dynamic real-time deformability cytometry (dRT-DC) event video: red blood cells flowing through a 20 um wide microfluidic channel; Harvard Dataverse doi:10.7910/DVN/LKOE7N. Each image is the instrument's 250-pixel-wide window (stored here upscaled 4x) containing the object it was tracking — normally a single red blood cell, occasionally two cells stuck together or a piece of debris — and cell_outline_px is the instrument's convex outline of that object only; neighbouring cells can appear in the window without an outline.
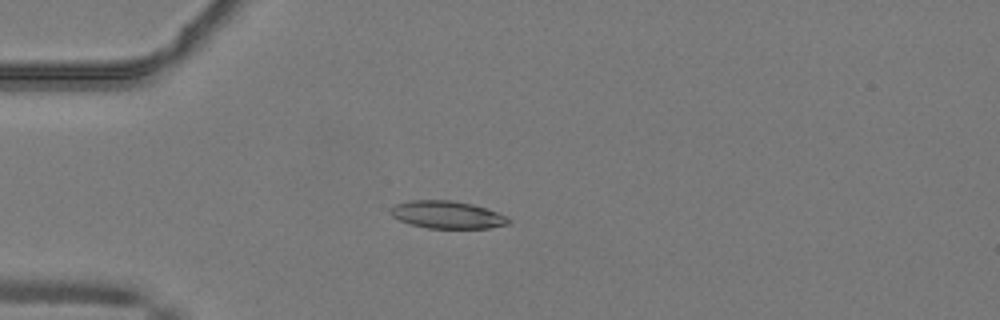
{"species": "common noctule bat (a hibernating species)", "species_latin": "Nyctalus noctula", "temperature_condition": "warm", "stored_images_in_passage": 40, "camera_frame_rate_fps": 3000, "um_per_image_px": 0.085, "animal": {"sex": "male", "body_mass_g": 19.2, "forearm_length_mm": 51.8}, "frame": {"image": 1, "passage_image": 4, "time_ms": 1.0, "image_size_px": [1000, 320], "cell_outline_px": [[512, 220], [508, 224], [488, 228], [428, 228], [412, 224], [400, 220], [392, 216], [388, 212], [388, 208], [396, 204], [408, 200], [452, 200], [472, 204], [508, 216]], "centroid_in_image_um": [37.99, 18.24], "position_along_channel_um": 47.0, "area_um2": 18.96}}
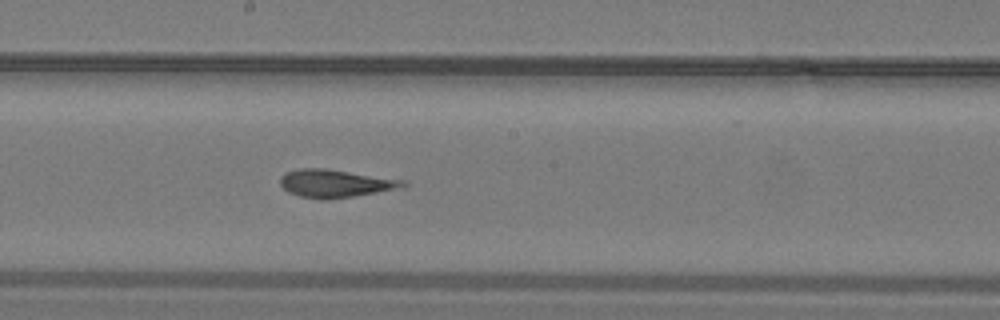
{"frame": {"image": 2, "passage_image": 18, "time_ms": 5.667, "image_size_px": [1000, 320], "cell_outline_px": [[408, 184], [404, 188], [328, 200], [320, 200], [300, 196], [288, 192], [280, 184], [280, 176], [284, 172], [296, 168], [324, 168], [408, 180]], "centroid_in_image_um": [28.53, 15.59], "position_along_channel_um": 219.7, "area_um2": 20.4}}
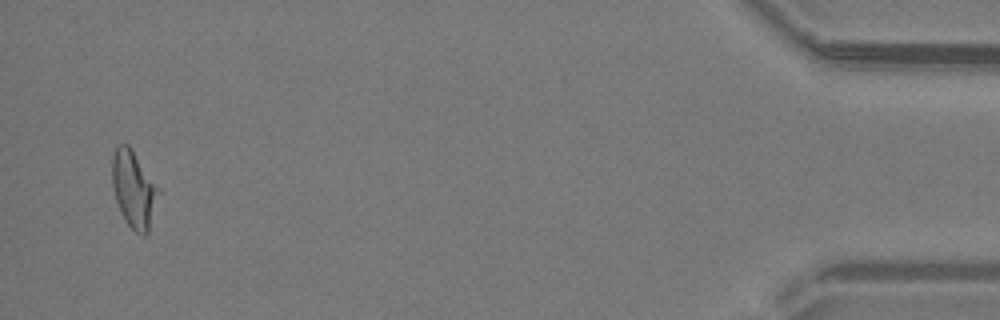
{"frame": {"image": 3, "passage_image": 39, "time_ms": 12.667, "image_size_px": [1000, 320], "cell_outline_px": [[164, 192], [148, 232], [144, 236], [136, 232], [128, 224], [120, 212], [112, 188], [112, 156], [116, 144], [128, 144]], "centroid_in_image_um": [11.44, 16.09], "position_along_channel_um": 423.8, "area_um2": 21.62}, "authors_computed_cell_mechanics": {"area_um2": 20.4901, "velocity_mm_per_s": 4.1065, "shape_relaxation_time_tau1_ms": null, "shape_relaxation_time_tau2_ms": 2.8929, "deformation_change_tau1": null, "deformation_change_tau2": 0.141}}